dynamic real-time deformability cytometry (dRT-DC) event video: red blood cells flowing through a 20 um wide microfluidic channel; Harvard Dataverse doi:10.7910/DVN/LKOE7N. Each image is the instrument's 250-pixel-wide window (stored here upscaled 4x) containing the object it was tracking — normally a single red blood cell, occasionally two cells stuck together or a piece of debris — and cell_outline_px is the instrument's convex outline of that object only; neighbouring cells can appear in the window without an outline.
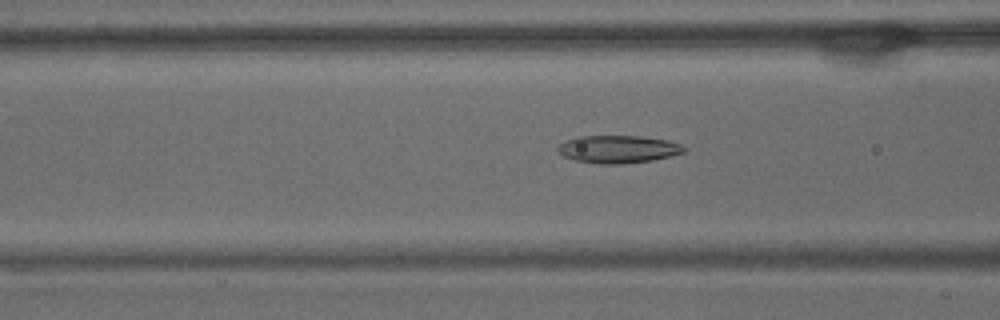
{"species": "common noctule bat (a hibernating species)", "species_latin": "Nyctalus noctula", "temperature_condition": "warm", "stored_images_in_passage": 53, "camera_frame_rate_fps": 3000, "um_per_image_px": 0.085, "animal": {"sex": "male", "body_mass_g": 15.6}, "frame": {"image": 1, "passage_image": 20, "time_ms": 6.333, "image_size_px": [1000, 320], "cell_outline_px": [[684, 152], [652, 160], [620, 164], [600, 164], [576, 160], [564, 156], [556, 148], [560, 144], [576, 136], [640, 136], [668, 140], [680, 144], [684, 148]], "centroid_in_image_um": [52.52, 12.67], "position_along_channel_um": 114.1, "area_um2": 20.06}}
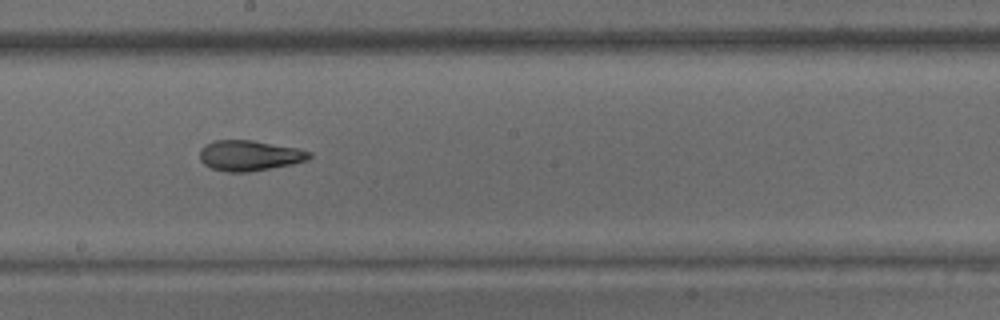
{"frame": {"image": 2, "passage_image": 29, "time_ms": 9.333, "image_size_px": [1000, 320], "cell_outline_px": [[312, 156], [308, 160], [292, 164], [248, 172], [228, 172], [212, 168], [204, 164], [200, 160], [200, 148], [204, 144], [212, 140], [252, 140], [300, 148], [312, 152]], "centroid_in_image_um": [21.21, 13.21], "position_along_channel_um": 227.0, "area_um2": 19.65}}
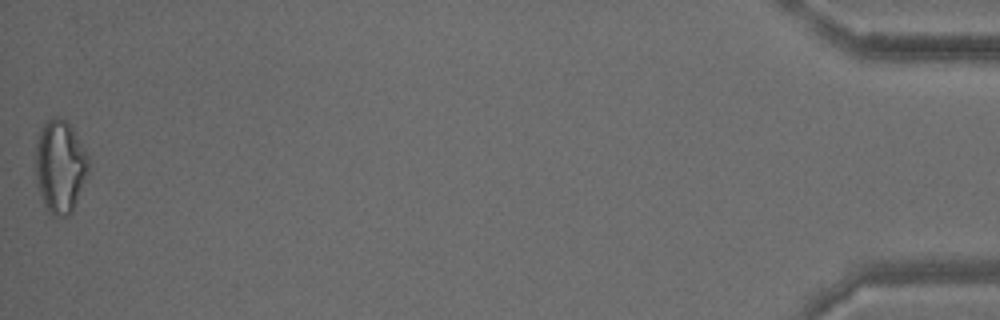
{"frame": {"image": 3, "passage_image": 53, "time_ms": 17.333, "image_size_px": [1000, 320], "cell_outline_px": [[88, 172], [72, 212], [68, 216], [52, 216], [44, 204], [36, 176], [36, 144], [40, 128], [52, 116], [60, 116], [72, 128], [88, 156]], "centroid_in_image_um": [5.1, 14.13], "position_along_channel_um": 430.1, "area_um2": 28.26}, "authors_computed_cell_mechanics": {"area_um2": 21.8484, "velocity_mm_per_s": 3.7609, "shape_relaxation_time_tau1_ms": null, "shape_relaxation_time_tau2_ms": 2.8472, "deformation_change_tau1": null, "deformation_change_tau2": 0.1161}}